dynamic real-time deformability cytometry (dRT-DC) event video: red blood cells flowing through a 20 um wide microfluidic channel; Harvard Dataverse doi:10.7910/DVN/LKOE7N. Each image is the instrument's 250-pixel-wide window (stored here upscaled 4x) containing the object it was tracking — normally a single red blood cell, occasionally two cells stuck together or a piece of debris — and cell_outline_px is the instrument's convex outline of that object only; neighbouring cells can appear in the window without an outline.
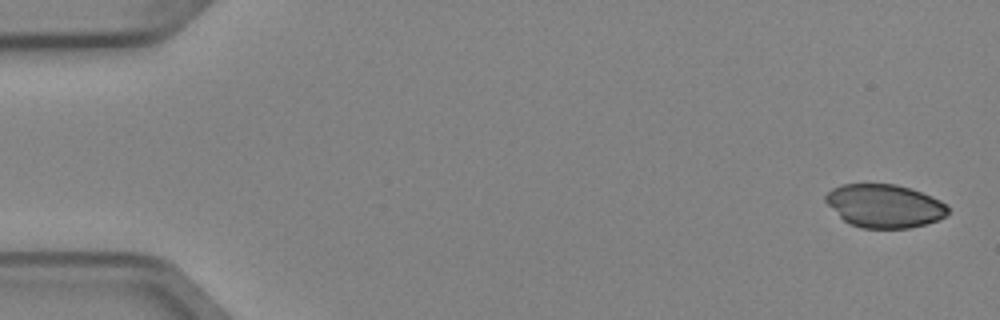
{"species": "Egyptian fruit bat (a non-hibernating species)", "species_latin": "Rousettus aegyptiacus", "temperature_condition": "cold", "stored_images_in_passage": 4, "camera_frame_rate_fps": 3000, "um_per_image_px": 0.085, "animal": {"sex": "female"}, "frame": {"image": 1, "passage_image": 1, "time_ms": 0.0, "image_size_px": [1000, 320], "cell_outline_px": [[948, 212], [940, 220], [908, 228], [860, 228], [848, 224], [824, 200], [824, 196], [832, 188], [840, 184], [896, 184], [912, 188], [932, 196], [940, 200], [948, 208]], "centroid_in_image_um": [75.17, 17.49], "position_along_channel_um": 9.8, "area_um2": 30.92}}
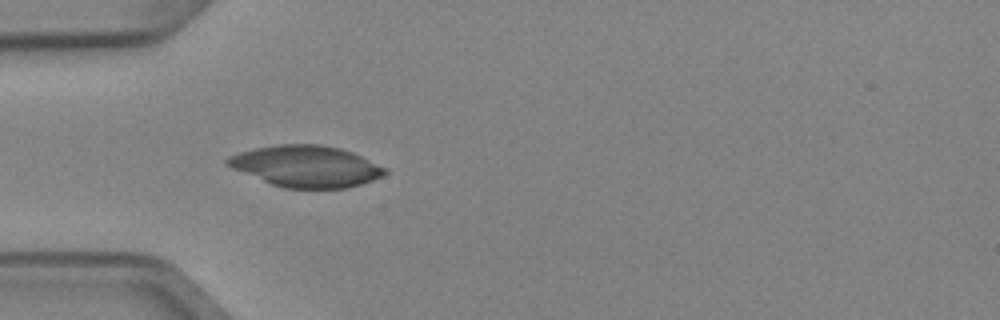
{"frame": {"image": 2, "passage_image": 4, "time_ms": 1.0, "image_size_px": [1000, 320], "cell_outline_px": [[388, 172], [384, 176], [348, 188], [284, 188], [272, 184], [232, 168], [224, 164], [224, 160], [228, 156], [240, 152], [256, 148], [280, 144], [320, 144], [340, 148], [352, 152], [388, 168]], "centroid_in_image_um": [26.04, 14.13], "position_along_channel_um": 59.0, "area_um2": 37.97}}